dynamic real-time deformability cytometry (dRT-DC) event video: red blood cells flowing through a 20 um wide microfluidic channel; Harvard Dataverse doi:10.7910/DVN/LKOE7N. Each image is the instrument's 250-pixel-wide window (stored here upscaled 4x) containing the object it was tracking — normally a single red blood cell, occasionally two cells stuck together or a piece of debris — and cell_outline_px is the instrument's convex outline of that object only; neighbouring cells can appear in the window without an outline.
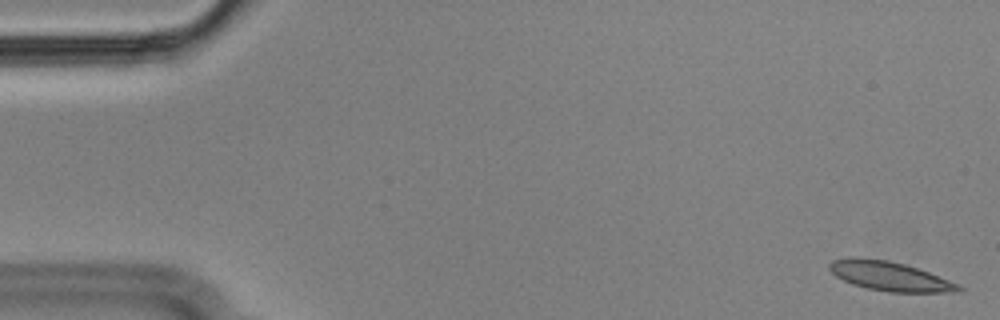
{"species": "Egyptian fruit bat (a non-hibernating species)", "species_latin": "Rousettus aegyptiacus", "temperature_condition": "cold", "stored_images_in_passage": 9, "camera_frame_rate_fps": 3000, "um_per_image_px": 0.085, "animal": {"sex": "male"}, "frame": {"image": 1, "passage_image": 1, "time_ms": 0.0, "image_size_px": [1000, 320], "cell_outline_px": [[964, 288], [960, 292], [888, 292], [868, 288], [852, 284], [836, 276], [828, 268], [828, 264], [832, 260], [852, 256], [856, 256], [888, 260], [904, 264], [928, 272], [960, 284]], "centroid_in_image_um": [75.62, 23.46], "position_along_channel_um": 9.4, "area_um2": 22.14}}